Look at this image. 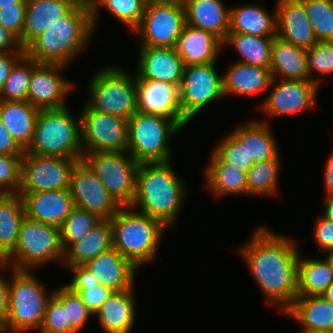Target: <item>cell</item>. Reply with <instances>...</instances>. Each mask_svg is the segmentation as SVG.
Listing matches in <instances>:
<instances>
[{
	"mask_svg": "<svg viewBox=\"0 0 333 333\" xmlns=\"http://www.w3.org/2000/svg\"><path fill=\"white\" fill-rule=\"evenodd\" d=\"M121 207L131 206L139 163L124 151L83 153L82 159Z\"/></svg>",
	"mask_w": 333,
	"mask_h": 333,
	"instance_id": "obj_10",
	"label": "cell"
},
{
	"mask_svg": "<svg viewBox=\"0 0 333 333\" xmlns=\"http://www.w3.org/2000/svg\"><path fill=\"white\" fill-rule=\"evenodd\" d=\"M274 37H262L242 33H228L223 41V49L231 46L237 50L241 59L237 62L270 67L271 49Z\"/></svg>",
	"mask_w": 333,
	"mask_h": 333,
	"instance_id": "obj_37",
	"label": "cell"
},
{
	"mask_svg": "<svg viewBox=\"0 0 333 333\" xmlns=\"http://www.w3.org/2000/svg\"><path fill=\"white\" fill-rule=\"evenodd\" d=\"M13 269L5 260H0V327L5 323L9 314V278L1 271Z\"/></svg>",
	"mask_w": 333,
	"mask_h": 333,
	"instance_id": "obj_52",
	"label": "cell"
},
{
	"mask_svg": "<svg viewBox=\"0 0 333 333\" xmlns=\"http://www.w3.org/2000/svg\"><path fill=\"white\" fill-rule=\"evenodd\" d=\"M204 172L205 186L214 196L248 195L246 172L223 161L213 150Z\"/></svg>",
	"mask_w": 333,
	"mask_h": 333,
	"instance_id": "obj_30",
	"label": "cell"
},
{
	"mask_svg": "<svg viewBox=\"0 0 333 333\" xmlns=\"http://www.w3.org/2000/svg\"><path fill=\"white\" fill-rule=\"evenodd\" d=\"M53 294L66 306L67 322H70V327L76 333H80L88 319L94 315L82 302L81 297L65 285L57 287Z\"/></svg>",
	"mask_w": 333,
	"mask_h": 333,
	"instance_id": "obj_44",
	"label": "cell"
},
{
	"mask_svg": "<svg viewBox=\"0 0 333 333\" xmlns=\"http://www.w3.org/2000/svg\"><path fill=\"white\" fill-rule=\"evenodd\" d=\"M307 333H333V304L322 296H297L284 313Z\"/></svg>",
	"mask_w": 333,
	"mask_h": 333,
	"instance_id": "obj_27",
	"label": "cell"
},
{
	"mask_svg": "<svg viewBox=\"0 0 333 333\" xmlns=\"http://www.w3.org/2000/svg\"><path fill=\"white\" fill-rule=\"evenodd\" d=\"M307 69L309 80L321 86L322 77L333 73V41H317L307 50ZM318 74V76L313 75ZM317 73V74H316ZM312 76H315L312 77ZM321 76V77H320Z\"/></svg>",
	"mask_w": 333,
	"mask_h": 333,
	"instance_id": "obj_43",
	"label": "cell"
},
{
	"mask_svg": "<svg viewBox=\"0 0 333 333\" xmlns=\"http://www.w3.org/2000/svg\"><path fill=\"white\" fill-rule=\"evenodd\" d=\"M219 142L213 148V151L223 161L238 167L244 172H247L254 164V159L249 158L245 147L242 146L231 133L224 137V139L222 138Z\"/></svg>",
	"mask_w": 333,
	"mask_h": 333,
	"instance_id": "obj_46",
	"label": "cell"
},
{
	"mask_svg": "<svg viewBox=\"0 0 333 333\" xmlns=\"http://www.w3.org/2000/svg\"><path fill=\"white\" fill-rule=\"evenodd\" d=\"M324 197V211L320 215L325 219L333 221V194Z\"/></svg>",
	"mask_w": 333,
	"mask_h": 333,
	"instance_id": "obj_57",
	"label": "cell"
},
{
	"mask_svg": "<svg viewBox=\"0 0 333 333\" xmlns=\"http://www.w3.org/2000/svg\"><path fill=\"white\" fill-rule=\"evenodd\" d=\"M81 0H26L24 28L19 41L25 49L58 19L66 16Z\"/></svg>",
	"mask_w": 333,
	"mask_h": 333,
	"instance_id": "obj_23",
	"label": "cell"
},
{
	"mask_svg": "<svg viewBox=\"0 0 333 333\" xmlns=\"http://www.w3.org/2000/svg\"><path fill=\"white\" fill-rule=\"evenodd\" d=\"M276 36L309 50L318 40L301 0L276 2Z\"/></svg>",
	"mask_w": 333,
	"mask_h": 333,
	"instance_id": "obj_20",
	"label": "cell"
},
{
	"mask_svg": "<svg viewBox=\"0 0 333 333\" xmlns=\"http://www.w3.org/2000/svg\"><path fill=\"white\" fill-rule=\"evenodd\" d=\"M110 221L112 247L138 269L152 264L168 229L159 220L130 206L121 207Z\"/></svg>",
	"mask_w": 333,
	"mask_h": 333,
	"instance_id": "obj_4",
	"label": "cell"
},
{
	"mask_svg": "<svg viewBox=\"0 0 333 333\" xmlns=\"http://www.w3.org/2000/svg\"><path fill=\"white\" fill-rule=\"evenodd\" d=\"M102 219L96 214L74 207L60 228V239L65 251L72 243L82 240Z\"/></svg>",
	"mask_w": 333,
	"mask_h": 333,
	"instance_id": "obj_41",
	"label": "cell"
},
{
	"mask_svg": "<svg viewBox=\"0 0 333 333\" xmlns=\"http://www.w3.org/2000/svg\"><path fill=\"white\" fill-rule=\"evenodd\" d=\"M93 110L129 120L137 112L135 74L117 65L101 67L88 81Z\"/></svg>",
	"mask_w": 333,
	"mask_h": 333,
	"instance_id": "obj_7",
	"label": "cell"
},
{
	"mask_svg": "<svg viewBox=\"0 0 333 333\" xmlns=\"http://www.w3.org/2000/svg\"><path fill=\"white\" fill-rule=\"evenodd\" d=\"M23 156L0 154V195L18 194L22 184Z\"/></svg>",
	"mask_w": 333,
	"mask_h": 333,
	"instance_id": "obj_45",
	"label": "cell"
},
{
	"mask_svg": "<svg viewBox=\"0 0 333 333\" xmlns=\"http://www.w3.org/2000/svg\"><path fill=\"white\" fill-rule=\"evenodd\" d=\"M333 282V270L326 257L303 258L299 255L297 296L321 295Z\"/></svg>",
	"mask_w": 333,
	"mask_h": 333,
	"instance_id": "obj_36",
	"label": "cell"
},
{
	"mask_svg": "<svg viewBox=\"0 0 333 333\" xmlns=\"http://www.w3.org/2000/svg\"><path fill=\"white\" fill-rule=\"evenodd\" d=\"M318 41H333V0H301Z\"/></svg>",
	"mask_w": 333,
	"mask_h": 333,
	"instance_id": "obj_42",
	"label": "cell"
},
{
	"mask_svg": "<svg viewBox=\"0 0 333 333\" xmlns=\"http://www.w3.org/2000/svg\"><path fill=\"white\" fill-rule=\"evenodd\" d=\"M180 130L174 120L136 112L128 120L127 152L139 164L173 161L169 141Z\"/></svg>",
	"mask_w": 333,
	"mask_h": 333,
	"instance_id": "obj_8",
	"label": "cell"
},
{
	"mask_svg": "<svg viewBox=\"0 0 333 333\" xmlns=\"http://www.w3.org/2000/svg\"><path fill=\"white\" fill-rule=\"evenodd\" d=\"M313 226V239L323 254L333 250V221L317 216Z\"/></svg>",
	"mask_w": 333,
	"mask_h": 333,
	"instance_id": "obj_50",
	"label": "cell"
},
{
	"mask_svg": "<svg viewBox=\"0 0 333 333\" xmlns=\"http://www.w3.org/2000/svg\"><path fill=\"white\" fill-rule=\"evenodd\" d=\"M277 81V79L271 80L269 88H274L259 106L260 111L265 113L267 118L291 116L316 108V98L320 87L316 83L310 80Z\"/></svg>",
	"mask_w": 333,
	"mask_h": 333,
	"instance_id": "obj_15",
	"label": "cell"
},
{
	"mask_svg": "<svg viewBox=\"0 0 333 333\" xmlns=\"http://www.w3.org/2000/svg\"><path fill=\"white\" fill-rule=\"evenodd\" d=\"M81 115L83 153L124 151L128 147V120L93 110L86 102Z\"/></svg>",
	"mask_w": 333,
	"mask_h": 333,
	"instance_id": "obj_13",
	"label": "cell"
},
{
	"mask_svg": "<svg viewBox=\"0 0 333 333\" xmlns=\"http://www.w3.org/2000/svg\"><path fill=\"white\" fill-rule=\"evenodd\" d=\"M267 227L255 228L237 251L268 303L285 313L297 297L300 247L295 239Z\"/></svg>",
	"mask_w": 333,
	"mask_h": 333,
	"instance_id": "obj_1",
	"label": "cell"
},
{
	"mask_svg": "<svg viewBox=\"0 0 333 333\" xmlns=\"http://www.w3.org/2000/svg\"><path fill=\"white\" fill-rule=\"evenodd\" d=\"M223 75L224 96L260 95L269 90L272 80L269 67L233 62Z\"/></svg>",
	"mask_w": 333,
	"mask_h": 333,
	"instance_id": "obj_28",
	"label": "cell"
},
{
	"mask_svg": "<svg viewBox=\"0 0 333 333\" xmlns=\"http://www.w3.org/2000/svg\"><path fill=\"white\" fill-rule=\"evenodd\" d=\"M267 120L252 119L237 124L231 134L245 147L254 163L280 158L279 146Z\"/></svg>",
	"mask_w": 333,
	"mask_h": 333,
	"instance_id": "obj_25",
	"label": "cell"
},
{
	"mask_svg": "<svg viewBox=\"0 0 333 333\" xmlns=\"http://www.w3.org/2000/svg\"><path fill=\"white\" fill-rule=\"evenodd\" d=\"M39 111L27 101H0L1 121L23 151L33 140Z\"/></svg>",
	"mask_w": 333,
	"mask_h": 333,
	"instance_id": "obj_32",
	"label": "cell"
},
{
	"mask_svg": "<svg viewBox=\"0 0 333 333\" xmlns=\"http://www.w3.org/2000/svg\"><path fill=\"white\" fill-rule=\"evenodd\" d=\"M24 218V204L19 194L0 195V260L14 251Z\"/></svg>",
	"mask_w": 333,
	"mask_h": 333,
	"instance_id": "obj_35",
	"label": "cell"
},
{
	"mask_svg": "<svg viewBox=\"0 0 333 333\" xmlns=\"http://www.w3.org/2000/svg\"><path fill=\"white\" fill-rule=\"evenodd\" d=\"M326 254H325V256H326L327 260L329 261L331 268L333 270V250L327 252Z\"/></svg>",
	"mask_w": 333,
	"mask_h": 333,
	"instance_id": "obj_60",
	"label": "cell"
},
{
	"mask_svg": "<svg viewBox=\"0 0 333 333\" xmlns=\"http://www.w3.org/2000/svg\"><path fill=\"white\" fill-rule=\"evenodd\" d=\"M89 2L94 30L100 18L98 17L101 14L100 8L105 7L116 20L133 32L141 22L148 0H89Z\"/></svg>",
	"mask_w": 333,
	"mask_h": 333,
	"instance_id": "obj_38",
	"label": "cell"
},
{
	"mask_svg": "<svg viewBox=\"0 0 333 333\" xmlns=\"http://www.w3.org/2000/svg\"><path fill=\"white\" fill-rule=\"evenodd\" d=\"M171 165L172 161L139 164L135 196L130 207L159 220L173 231L188 190L187 182L178 176Z\"/></svg>",
	"mask_w": 333,
	"mask_h": 333,
	"instance_id": "obj_2",
	"label": "cell"
},
{
	"mask_svg": "<svg viewBox=\"0 0 333 333\" xmlns=\"http://www.w3.org/2000/svg\"><path fill=\"white\" fill-rule=\"evenodd\" d=\"M26 8L27 4H14L0 9V24L18 38L23 32Z\"/></svg>",
	"mask_w": 333,
	"mask_h": 333,
	"instance_id": "obj_48",
	"label": "cell"
},
{
	"mask_svg": "<svg viewBox=\"0 0 333 333\" xmlns=\"http://www.w3.org/2000/svg\"><path fill=\"white\" fill-rule=\"evenodd\" d=\"M112 248V226L109 219L98 222L82 240L72 243L65 251L62 265H84Z\"/></svg>",
	"mask_w": 333,
	"mask_h": 333,
	"instance_id": "obj_34",
	"label": "cell"
},
{
	"mask_svg": "<svg viewBox=\"0 0 333 333\" xmlns=\"http://www.w3.org/2000/svg\"><path fill=\"white\" fill-rule=\"evenodd\" d=\"M25 52L19 38L0 24V54Z\"/></svg>",
	"mask_w": 333,
	"mask_h": 333,
	"instance_id": "obj_54",
	"label": "cell"
},
{
	"mask_svg": "<svg viewBox=\"0 0 333 333\" xmlns=\"http://www.w3.org/2000/svg\"><path fill=\"white\" fill-rule=\"evenodd\" d=\"M73 293L78 294L85 306L90 312L95 315L101 308L102 304L110 297L113 293L109 288L103 285L97 287H91L89 289H70Z\"/></svg>",
	"mask_w": 333,
	"mask_h": 333,
	"instance_id": "obj_49",
	"label": "cell"
},
{
	"mask_svg": "<svg viewBox=\"0 0 333 333\" xmlns=\"http://www.w3.org/2000/svg\"><path fill=\"white\" fill-rule=\"evenodd\" d=\"M134 288L113 292L94 315L104 333H132L136 316Z\"/></svg>",
	"mask_w": 333,
	"mask_h": 333,
	"instance_id": "obj_26",
	"label": "cell"
},
{
	"mask_svg": "<svg viewBox=\"0 0 333 333\" xmlns=\"http://www.w3.org/2000/svg\"><path fill=\"white\" fill-rule=\"evenodd\" d=\"M33 59L26 54L15 64L0 91V101H27Z\"/></svg>",
	"mask_w": 333,
	"mask_h": 333,
	"instance_id": "obj_40",
	"label": "cell"
},
{
	"mask_svg": "<svg viewBox=\"0 0 333 333\" xmlns=\"http://www.w3.org/2000/svg\"><path fill=\"white\" fill-rule=\"evenodd\" d=\"M323 175L325 195L333 194V151L327 158Z\"/></svg>",
	"mask_w": 333,
	"mask_h": 333,
	"instance_id": "obj_56",
	"label": "cell"
},
{
	"mask_svg": "<svg viewBox=\"0 0 333 333\" xmlns=\"http://www.w3.org/2000/svg\"><path fill=\"white\" fill-rule=\"evenodd\" d=\"M66 67L61 64L37 63L33 60L27 102L39 110L67 107L65 100L75 86L62 75Z\"/></svg>",
	"mask_w": 333,
	"mask_h": 333,
	"instance_id": "obj_16",
	"label": "cell"
},
{
	"mask_svg": "<svg viewBox=\"0 0 333 333\" xmlns=\"http://www.w3.org/2000/svg\"><path fill=\"white\" fill-rule=\"evenodd\" d=\"M229 8L228 33L276 37V7L273 12H268L257 4L249 3Z\"/></svg>",
	"mask_w": 333,
	"mask_h": 333,
	"instance_id": "obj_33",
	"label": "cell"
},
{
	"mask_svg": "<svg viewBox=\"0 0 333 333\" xmlns=\"http://www.w3.org/2000/svg\"><path fill=\"white\" fill-rule=\"evenodd\" d=\"M222 45L223 42L213 33L186 24L174 48L187 67L218 61Z\"/></svg>",
	"mask_w": 333,
	"mask_h": 333,
	"instance_id": "obj_24",
	"label": "cell"
},
{
	"mask_svg": "<svg viewBox=\"0 0 333 333\" xmlns=\"http://www.w3.org/2000/svg\"><path fill=\"white\" fill-rule=\"evenodd\" d=\"M320 296H322L325 300L333 304V282Z\"/></svg>",
	"mask_w": 333,
	"mask_h": 333,
	"instance_id": "obj_58",
	"label": "cell"
},
{
	"mask_svg": "<svg viewBox=\"0 0 333 333\" xmlns=\"http://www.w3.org/2000/svg\"><path fill=\"white\" fill-rule=\"evenodd\" d=\"M69 190L75 207L92 212L101 219L110 220L121 208L83 160L72 170Z\"/></svg>",
	"mask_w": 333,
	"mask_h": 333,
	"instance_id": "obj_17",
	"label": "cell"
},
{
	"mask_svg": "<svg viewBox=\"0 0 333 333\" xmlns=\"http://www.w3.org/2000/svg\"><path fill=\"white\" fill-rule=\"evenodd\" d=\"M84 266L94 274L99 285L113 292L135 288V276L139 269L113 247L87 261Z\"/></svg>",
	"mask_w": 333,
	"mask_h": 333,
	"instance_id": "obj_22",
	"label": "cell"
},
{
	"mask_svg": "<svg viewBox=\"0 0 333 333\" xmlns=\"http://www.w3.org/2000/svg\"><path fill=\"white\" fill-rule=\"evenodd\" d=\"M186 24L213 33L222 42L229 32L230 8L222 0H181Z\"/></svg>",
	"mask_w": 333,
	"mask_h": 333,
	"instance_id": "obj_29",
	"label": "cell"
},
{
	"mask_svg": "<svg viewBox=\"0 0 333 333\" xmlns=\"http://www.w3.org/2000/svg\"><path fill=\"white\" fill-rule=\"evenodd\" d=\"M70 108L40 110L31 144L25 151L37 156L83 159L81 115Z\"/></svg>",
	"mask_w": 333,
	"mask_h": 333,
	"instance_id": "obj_5",
	"label": "cell"
},
{
	"mask_svg": "<svg viewBox=\"0 0 333 333\" xmlns=\"http://www.w3.org/2000/svg\"><path fill=\"white\" fill-rule=\"evenodd\" d=\"M93 32L90 2L81 0L66 16L36 37L24 49L25 54L37 63L68 66L85 51Z\"/></svg>",
	"mask_w": 333,
	"mask_h": 333,
	"instance_id": "obj_3",
	"label": "cell"
},
{
	"mask_svg": "<svg viewBox=\"0 0 333 333\" xmlns=\"http://www.w3.org/2000/svg\"><path fill=\"white\" fill-rule=\"evenodd\" d=\"M63 258L60 228L25 216L17 245L5 261L16 270H37V267L39 269L53 261L62 263Z\"/></svg>",
	"mask_w": 333,
	"mask_h": 333,
	"instance_id": "obj_9",
	"label": "cell"
},
{
	"mask_svg": "<svg viewBox=\"0 0 333 333\" xmlns=\"http://www.w3.org/2000/svg\"><path fill=\"white\" fill-rule=\"evenodd\" d=\"M25 55V52L0 54V91L9 77L15 64Z\"/></svg>",
	"mask_w": 333,
	"mask_h": 333,
	"instance_id": "obj_55",
	"label": "cell"
},
{
	"mask_svg": "<svg viewBox=\"0 0 333 333\" xmlns=\"http://www.w3.org/2000/svg\"><path fill=\"white\" fill-rule=\"evenodd\" d=\"M40 333H76L67 322L66 306L53 294L49 299Z\"/></svg>",
	"mask_w": 333,
	"mask_h": 333,
	"instance_id": "obj_47",
	"label": "cell"
},
{
	"mask_svg": "<svg viewBox=\"0 0 333 333\" xmlns=\"http://www.w3.org/2000/svg\"><path fill=\"white\" fill-rule=\"evenodd\" d=\"M137 112L174 120L182 129L190 124L180 105L179 85L154 79H135Z\"/></svg>",
	"mask_w": 333,
	"mask_h": 333,
	"instance_id": "obj_18",
	"label": "cell"
},
{
	"mask_svg": "<svg viewBox=\"0 0 333 333\" xmlns=\"http://www.w3.org/2000/svg\"><path fill=\"white\" fill-rule=\"evenodd\" d=\"M306 61L307 50L274 37L269 67L272 79L309 80Z\"/></svg>",
	"mask_w": 333,
	"mask_h": 333,
	"instance_id": "obj_31",
	"label": "cell"
},
{
	"mask_svg": "<svg viewBox=\"0 0 333 333\" xmlns=\"http://www.w3.org/2000/svg\"><path fill=\"white\" fill-rule=\"evenodd\" d=\"M185 25L181 0H148L141 22L133 32L141 38L138 46L174 48Z\"/></svg>",
	"mask_w": 333,
	"mask_h": 333,
	"instance_id": "obj_11",
	"label": "cell"
},
{
	"mask_svg": "<svg viewBox=\"0 0 333 333\" xmlns=\"http://www.w3.org/2000/svg\"><path fill=\"white\" fill-rule=\"evenodd\" d=\"M135 79H154L181 85L184 64L175 48L139 46Z\"/></svg>",
	"mask_w": 333,
	"mask_h": 333,
	"instance_id": "obj_19",
	"label": "cell"
},
{
	"mask_svg": "<svg viewBox=\"0 0 333 333\" xmlns=\"http://www.w3.org/2000/svg\"><path fill=\"white\" fill-rule=\"evenodd\" d=\"M68 269L74 274L71 282L65 284L69 289H89L99 285L94 274H92L84 265L69 266Z\"/></svg>",
	"mask_w": 333,
	"mask_h": 333,
	"instance_id": "obj_51",
	"label": "cell"
},
{
	"mask_svg": "<svg viewBox=\"0 0 333 333\" xmlns=\"http://www.w3.org/2000/svg\"><path fill=\"white\" fill-rule=\"evenodd\" d=\"M9 276V314L0 333L39 331L46 306L53 295L32 270L11 269ZM28 331V332H27Z\"/></svg>",
	"mask_w": 333,
	"mask_h": 333,
	"instance_id": "obj_6",
	"label": "cell"
},
{
	"mask_svg": "<svg viewBox=\"0 0 333 333\" xmlns=\"http://www.w3.org/2000/svg\"><path fill=\"white\" fill-rule=\"evenodd\" d=\"M0 154L23 156L24 151L17 145L10 132L5 128L0 118Z\"/></svg>",
	"mask_w": 333,
	"mask_h": 333,
	"instance_id": "obj_53",
	"label": "cell"
},
{
	"mask_svg": "<svg viewBox=\"0 0 333 333\" xmlns=\"http://www.w3.org/2000/svg\"><path fill=\"white\" fill-rule=\"evenodd\" d=\"M18 194L22 197L27 218L57 227L64 223L75 207L69 189Z\"/></svg>",
	"mask_w": 333,
	"mask_h": 333,
	"instance_id": "obj_21",
	"label": "cell"
},
{
	"mask_svg": "<svg viewBox=\"0 0 333 333\" xmlns=\"http://www.w3.org/2000/svg\"><path fill=\"white\" fill-rule=\"evenodd\" d=\"M14 4H27L26 0H0L1 7L13 6Z\"/></svg>",
	"mask_w": 333,
	"mask_h": 333,
	"instance_id": "obj_59",
	"label": "cell"
},
{
	"mask_svg": "<svg viewBox=\"0 0 333 333\" xmlns=\"http://www.w3.org/2000/svg\"><path fill=\"white\" fill-rule=\"evenodd\" d=\"M280 158L254 163L246 172L248 196H274L278 193Z\"/></svg>",
	"mask_w": 333,
	"mask_h": 333,
	"instance_id": "obj_39",
	"label": "cell"
},
{
	"mask_svg": "<svg viewBox=\"0 0 333 333\" xmlns=\"http://www.w3.org/2000/svg\"><path fill=\"white\" fill-rule=\"evenodd\" d=\"M216 62L184 67L179 87L183 115L190 121L212 102L224 98L223 74L218 75Z\"/></svg>",
	"mask_w": 333,
	"mask_h": 333,
	"instance_id": "obj_12",
	"label": "cell"
},
{
	"mask_svg": "<svg viewBox=\"0 0 333 333\" xmlns=\"http://www.w3.org/2000/svg\"><path fill=\"white\" fill-rule=\"evenodd\" d=\"M81 160L37 156L24 151L22 184L19 193H37L70 188L71 173Z\"/></svg>",
	"mask_w": 333,
	"mask_h": 333,
	"instance_id": "obj_14",
	"label": "cell"
}]
</instances>
